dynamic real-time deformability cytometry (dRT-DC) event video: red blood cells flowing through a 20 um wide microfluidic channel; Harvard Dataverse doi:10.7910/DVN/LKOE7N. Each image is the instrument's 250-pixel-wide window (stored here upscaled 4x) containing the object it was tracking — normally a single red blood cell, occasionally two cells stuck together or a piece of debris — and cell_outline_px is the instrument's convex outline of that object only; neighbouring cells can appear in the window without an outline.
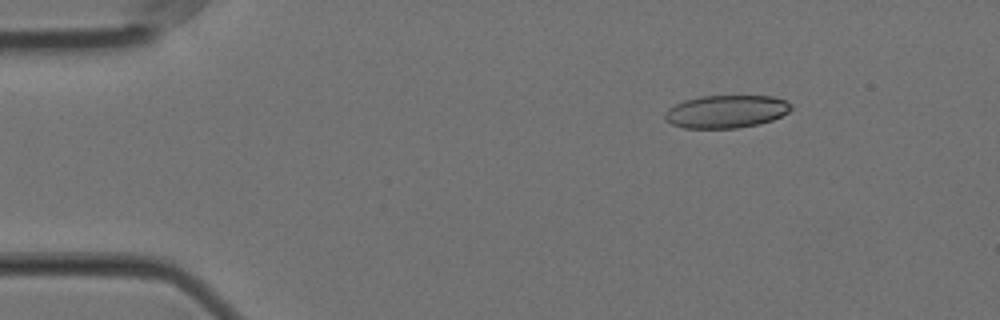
{"species": "Egyptian fruit bat (a non-hibernating species)", "species_latin": "Rousettus aegyptiacus", "temperature_condition": "cold", "stored_images_in_passage": 44, "camera_frame_rate_fps": 3000, "um_per_image_px": 0.085, "animal": {"sex": "female"}, "frame": {"image": 1, "passage_image": 1, "time_ms": 0.0, "image_size_px": [1000, 320], "cell_outline_px": [[792, 108], [788, 112], [772, 120], [760, 124], [736, 128], [684, 128], [672, 124], [664, 120], [664, 112], [668, 108], [684, 100], [700, 96], [772, 96], [784, 100], [792, 104]], "centroid_in_image_um": [61.7, 9.48], "position_along_channel_um": 23.3, "area_um2": 24.22}}
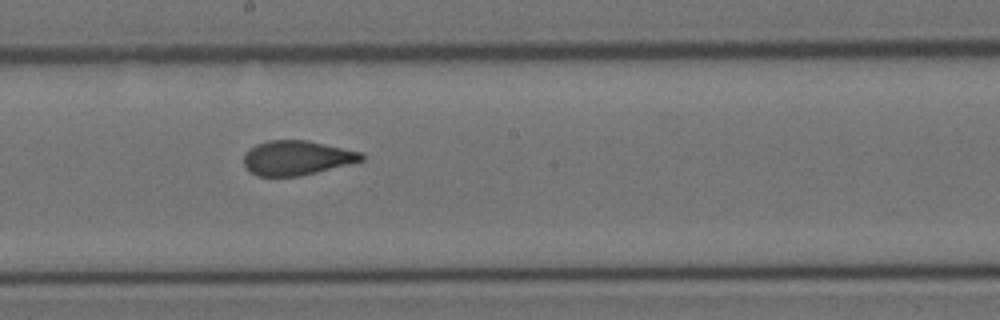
{"frame": {"image": 2, "passage_image": 24, "time_ms": 7.667, "image_size_px": [1000, 320], "cell_outline_px": [[364, 160], [300, 176], [256, 176], [244, 164], [244, 152], [248, 148], [256, 144], [268, 140], [308, 140], [360, 152], [364, 156]], "centroid_in_image_um": [25.18, 13.41], "position_along_channel_um": 223.0, "area_um2": 23.52}}
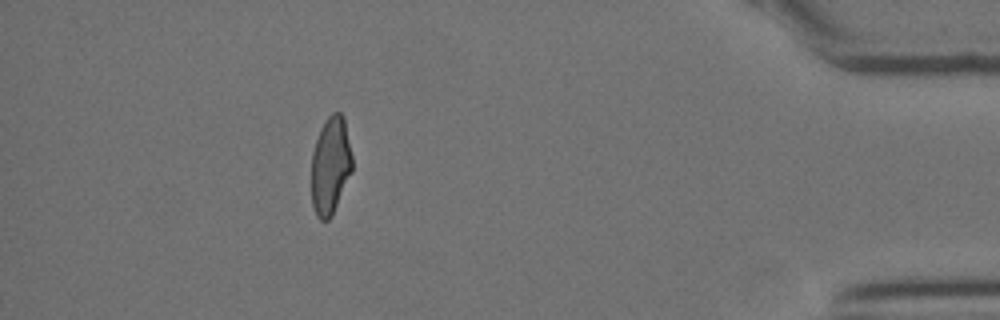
{"frame": {"image": 3, "passage_image": 44, "time_ms": 14.333, "image_size_px": [1000, 320], "cell_outline_px": [[352, 172], [332, 216], [328, 220], [320, 220], [316, 216], [312, 204], [312, 152], [320, 128], [328, 116], [332, 112], [340, 112], [344, 116], [352, 156]], "centroid_in_image_um": [28.1, 14.07], "position_along_channel_um": 407.1, "area_um2": 23.35}, "authors_computed_cell_mechanics": {"area_um2": 24.4494, "velocity_mm_per_s": 3.5481, "shape_relaxation_time_tau1_ms": 7.8975, "shape_relaxation_time_tau2_ms": 1.0965, "deformation_change_tau1": 0.1829, "deformation_change_tau2": 0.0703}}